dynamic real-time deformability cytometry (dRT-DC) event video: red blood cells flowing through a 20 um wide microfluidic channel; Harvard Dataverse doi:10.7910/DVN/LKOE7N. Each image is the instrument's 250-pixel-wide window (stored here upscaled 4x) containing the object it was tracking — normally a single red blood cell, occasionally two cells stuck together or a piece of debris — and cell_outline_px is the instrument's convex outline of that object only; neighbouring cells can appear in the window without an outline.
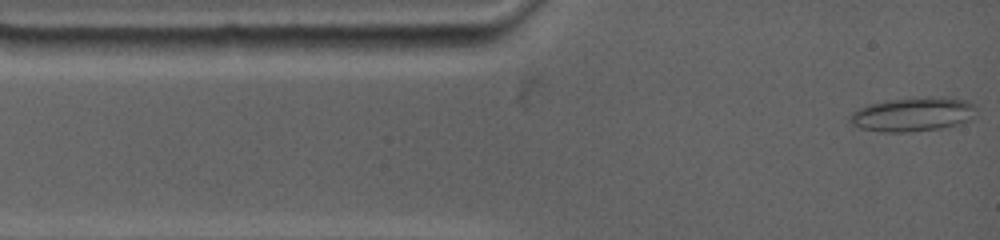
{"species": "common noctule bat (a hibernating species)", "species_latin": "Nyctalus noctula", "temperature_condition": "warm", "stored_images_in_passage": 81, "camera_frame_rate_fps": 4500, "um_per_image_px": 0.085, "animal": {"sex": "female", "body_mass_g": 19.0, "forearm_length_mm": 53.3}, "frame": {"image": 1, "passage_image": 1, "time_ms": 0.0, "image_size_px": [1000, 240], "cell_outline_px": [[976, 108], [968, 120], [960, 124], [940, 128], [908, 132], [880, 132], [860, 128], [852, 124], [848, 120], [848, 116], [852, 112], [860, 108], [876, 104], [896, 100], [964, 100], [976, 104]], "centroid_in_image_um": [77.53, 9.8], "position_along_channel_um": 7.5, "area_um2": 23.58}}
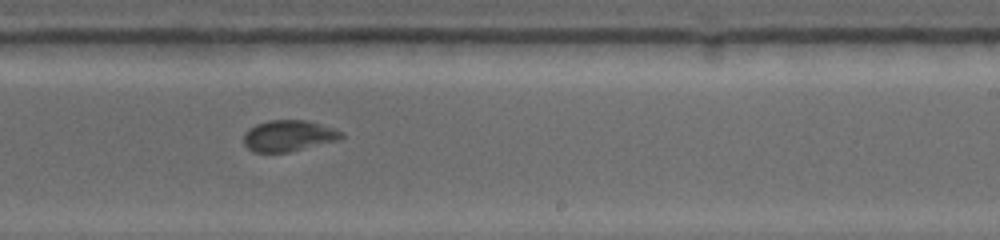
{"frame": {"image": 2, "passage_image": 38, "time_ms": 8.222, "image_size_px": [1000, 240], "cell_outline_px": [[344, 136], [340, 140], [288, 152], [252, 152], [244, 144], [244, 136], [256, 124], [268, 120], [304, 120], [332, 128], [344, 132]], "centroid_in_image_um": [24.55, 11.55], "position_along_channel_um": 264.4, "area_um2": 17.51}}
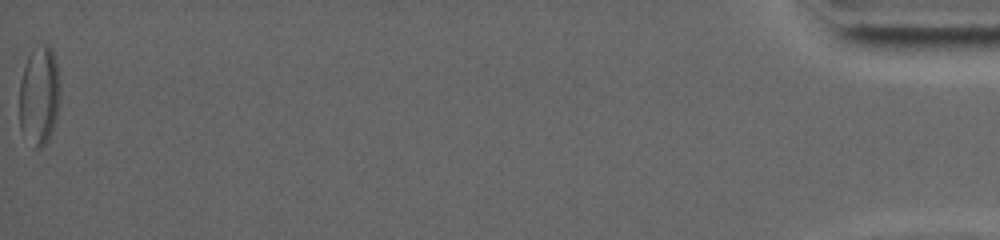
{"frame": {"image": 3, "passage_image": 81, "time_ms": 17.778, "image_size_px": [1000, 240], "cell_outline_px": [[60, 100], [52, 132], [48, 140], [40, 148], [36, 148], [20, 128], [20, 80], [28, 56], [32, 48], [36, 44], [48, 44], [52, 48], [56, 60], [60, 84]], "centroid_in_image_um": [3.36, 8.05], "position_along_channel_um": 431.8, "area_um2": 23.64}, "authors_computed_cell_mechanics": {"area_um2": 19.1896, "velocity_mm_per_s": 3.6118, "shape_relaxation_time_tau1_ms": 7.6027, "shape_relaxation_time_tau2_ms": 1.9308, "deformation_change_tau1": 0.1749, "deformation_change_tau2": 0.0572}}